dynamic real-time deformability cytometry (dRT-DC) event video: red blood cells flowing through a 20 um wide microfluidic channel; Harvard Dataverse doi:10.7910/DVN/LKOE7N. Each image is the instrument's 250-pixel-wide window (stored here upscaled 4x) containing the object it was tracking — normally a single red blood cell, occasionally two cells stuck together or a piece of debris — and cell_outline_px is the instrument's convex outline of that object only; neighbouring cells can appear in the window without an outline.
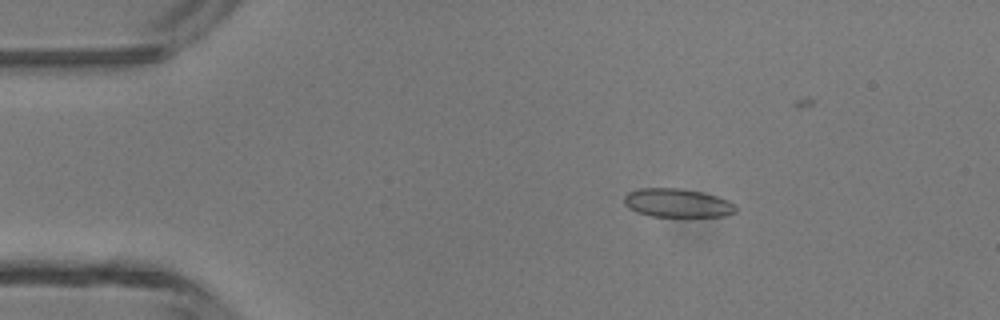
{"species": "common noctule bat (a hibernating species)", "species_latin": "Nyctalus noctula", "temperature_condition": "room temperature", "stored_images_in_passage": 35, "camera_frame_rate_fps": 3000, "um_per_image_px": 0.085, "animal": {"sex": "male", "body_mass_g": 13.3}, "frame": {"image": 1, "passage_image": 1, "time_ms": 0.0, "image_size_px": [1000, 320], "cell_outline_px": [[736, 212], [724, 216], [652, 216], [636, 212], [628, 208], [624, 204], [624, 196], [628, 192], [640, 188], [680, 188], [700, 192], [716, 196], [728, 200], [736, 204]], "centroid_in_image_um": [57.56, 17.25], "position_along_channel_um": 27.4, "area_um2": 18.61}}
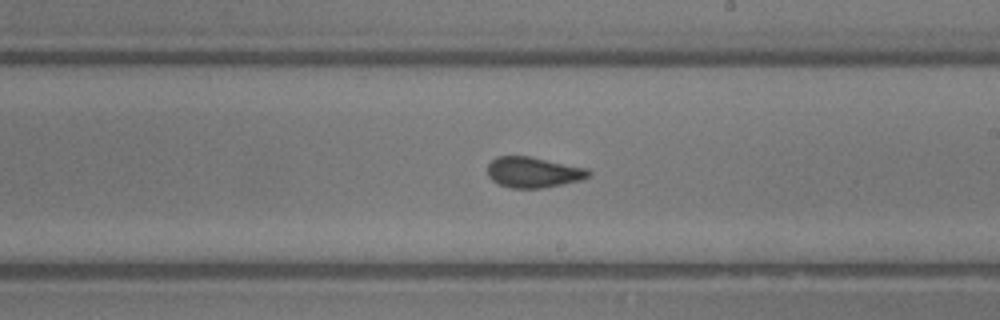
{"frame": {"image": 2, "passage_image": 20, "time_ms": 6.333, "image_size_px": [1000, 320], "cell_outline_px": [[592, 176], [584, 180], [540, 188], [512, 188], [500, 184], [492, 180], [488, 176], [488, 164], [496, 156], [528, 156], [588, 168], [592, 172]], "centroid_in_image_um": [45.38, 14.64], "position_along_channel_um": 243.6, "area_um2": 18.15}}
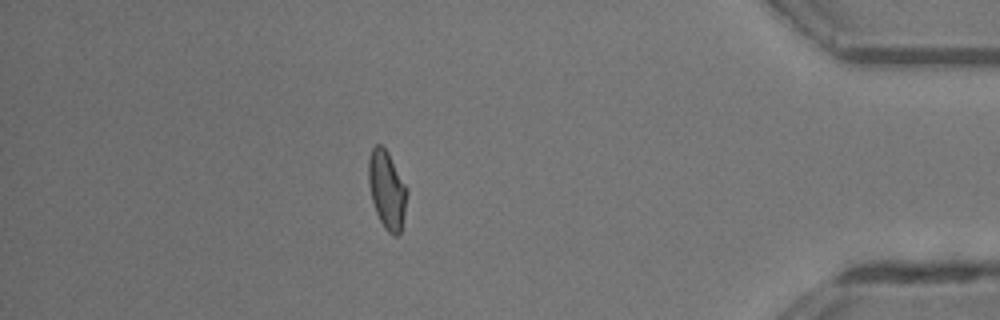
{"frame": {"image": 3, "passage_image": 34, "time_ms": 11.0, "image_size_px": [1000, 320], "cell_outline_px": [[408, 192], [400, 232], [396, 236], [392, 236], [384, 228], [376, 212], [372, 200], [368, 180], [368, 160], [372, 148], [376, 144], [380, 144], [388, 152], [408, 188]], "centroid_in_image_um": [32.89, 16.12], "position_along_channel_um": 402.3, "area_um2": 17.46}}